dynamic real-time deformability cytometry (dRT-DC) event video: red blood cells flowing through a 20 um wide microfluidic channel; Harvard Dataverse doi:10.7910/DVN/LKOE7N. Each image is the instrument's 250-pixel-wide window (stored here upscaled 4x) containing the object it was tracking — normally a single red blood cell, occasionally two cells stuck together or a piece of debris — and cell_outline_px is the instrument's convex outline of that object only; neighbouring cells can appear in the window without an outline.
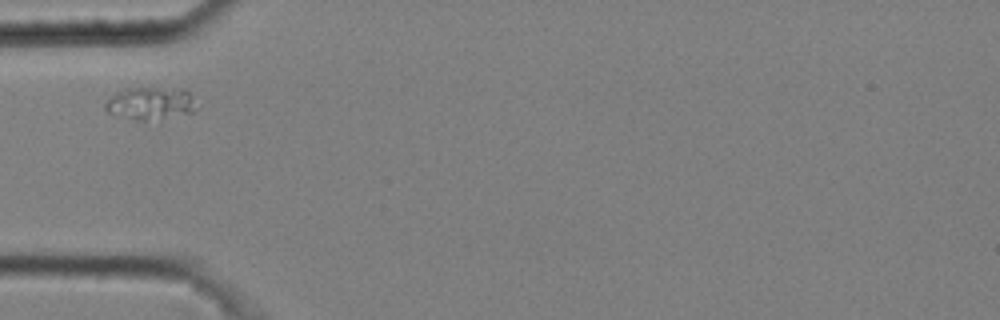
{"species": "common noctule bat (a hibernating species)", "species_latin": "Nyctalus noctula", "temperature_condition": "cold", "stored_images_in_passage": 5, "camera_frame_rate_fps": 3000, "um_per_image_px": 0.085, "animal": {"sex": "male", "body_mass_g": 20.4}, "frame": {"image": 1, "passage_image": 4, "time_ms": 1.0, "image_size_px": [1000, 320], "cell_outline_px": [[196, 108], [192, 112], [144, 120], [132, 120], [108, 112], [104, 108], [104, 104], [112, 96], [128, 88], [184, 88], [192, 96]], "centroid_in_image_um": [12.78, 8.77], "position_along_channel_um": 72.2, "area_um2": 16.82}}
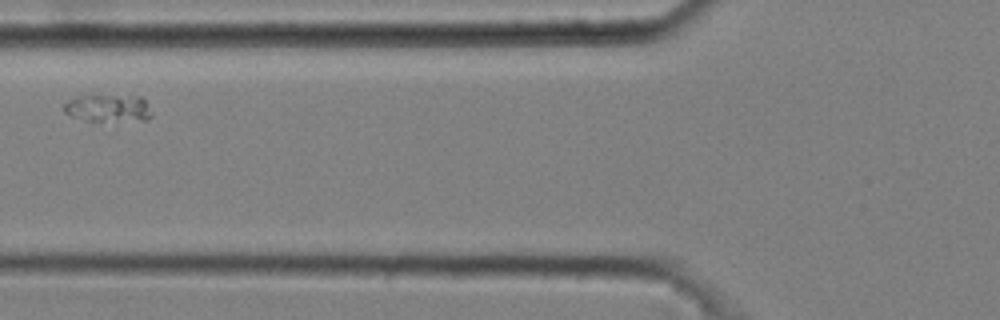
{"frame": {"image": 2, "passage_image": 5, "time_ms": 1.333, "image_size_px": [1000, 320], "cell_outline_px": [[152, 116], [148, 120], [84, 120], [72, 116], [64, 112], [64, 104], [68, 100], [76, 96], [132, 92], [140, 96], [144, 100], [152, 112]], "centroid_in_image_um": [9.24, 9.12], "position_along_channel_um": 116.6, "area_um2": 14.68}}